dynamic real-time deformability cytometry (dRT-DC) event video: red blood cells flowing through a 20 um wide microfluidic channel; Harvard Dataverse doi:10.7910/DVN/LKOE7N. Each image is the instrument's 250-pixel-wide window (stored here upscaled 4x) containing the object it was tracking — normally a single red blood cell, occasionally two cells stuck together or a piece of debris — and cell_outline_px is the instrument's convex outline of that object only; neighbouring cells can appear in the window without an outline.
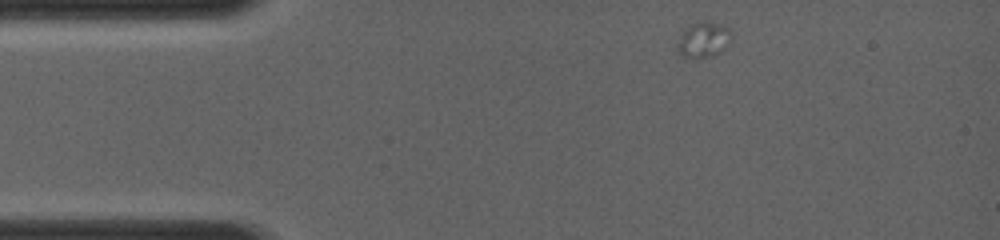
{"species": "common noctule bat (a hibernating species)", "species_latin": "Nyctalus noctula", "temperature_condition": "room temperature", "stored_images_in_passage": 9, "camera_frame_rate_fps": 4000, "um_per_image_px": 0.085, "animal": {"sex": "female", "body_mass_g": 19.0, "forearm_length_mm": 56.7}, "frame": {"image": 1, "passage_image": 1, "time_ms": 0.0, "image_size_px": [1000, 240], "cell_outline_px": [[732, 36], [728, 44], [720, 52], [712, 56], [684, 56], [676, 48], [676, 44], [684, 28], [692, 24], [704, 20], [708, 20], [728, 28]], "centroid_in_image_um": [59.79, 3.33], "position_along_channel_um": 25.2, "area_um2": 10.92}}